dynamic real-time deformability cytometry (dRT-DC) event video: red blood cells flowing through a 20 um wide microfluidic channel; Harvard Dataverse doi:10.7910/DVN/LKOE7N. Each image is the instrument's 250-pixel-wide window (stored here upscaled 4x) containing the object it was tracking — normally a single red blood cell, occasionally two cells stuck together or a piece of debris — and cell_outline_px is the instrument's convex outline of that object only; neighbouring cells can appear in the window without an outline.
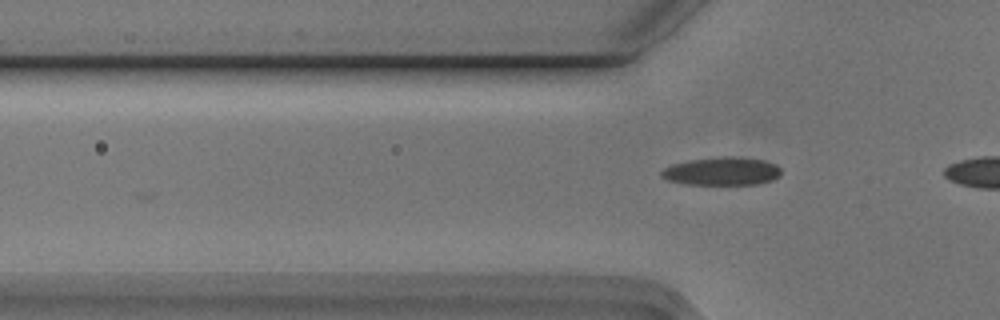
{"species": "Egyptian fruit bat (a non-hibernating species)", "species_latin": "Rousettus aegyptiacus", "temperature_condition": "cold", "stored_images_in_passage": 2, "camera_frame_rate_fps": 3000, "um_per_image_px": 0.085, "animal": {"sex": "male"}, "frame": {"image": 1, "passage_image": 2, "time_ms": 0.333, "image_size_px": [1000, 320], "cell_outline_px": [[780, 176], [772, 180], [760, 184], [684, 184], [668, 180], [660, 176], [660, 172], [664, 168], [672, 164], [688, 160], [720, 156], [732, 156], [764, 160], [776, 164], [780, 168]], "centroid_in_image_um": [61.35, 14.55], "position_along_channel_um": 64.4, "area_um2": 19.77}}